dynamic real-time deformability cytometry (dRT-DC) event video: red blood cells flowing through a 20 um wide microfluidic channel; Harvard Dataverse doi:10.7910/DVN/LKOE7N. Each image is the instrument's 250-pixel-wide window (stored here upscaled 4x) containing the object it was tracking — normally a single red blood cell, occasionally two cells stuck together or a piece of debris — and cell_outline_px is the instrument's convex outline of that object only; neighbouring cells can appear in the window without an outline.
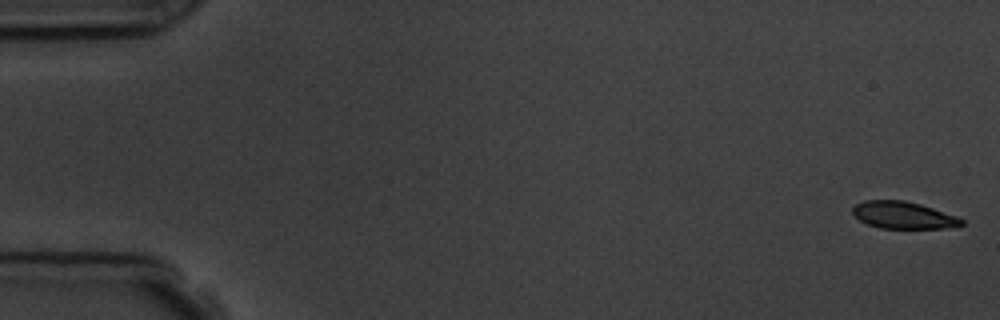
{"species": "common noctule bat (a hibernating species)", "species_latin": "Nyctalus noctula", "temperature_condition": "room temperature", "stored_images_in_passage": 5, "camera_frame_rate_fps": 3000, "um_per_image_px": 0.085, "animal": {"sex": "male", "body_mass_g": 19.5, "forearm_length_mm": 54.6}, "frame": {"image": 1, "passage_image": 1, "time_ms": 0.0, "image_size_px": [1000, 320], "cell_outline_px": [[964, 224], [960, 228], [880, 228], [868, 224], [860, 220], [852, 212], [852, 208], [856, 204], [864, 200], [904, 200], [920, 204], [956, 216], [964, 220]], "centroid_in_image_um": [76.82, 18.29], "position_along_channel_um": 8.2, "area_um2": 17.22}}